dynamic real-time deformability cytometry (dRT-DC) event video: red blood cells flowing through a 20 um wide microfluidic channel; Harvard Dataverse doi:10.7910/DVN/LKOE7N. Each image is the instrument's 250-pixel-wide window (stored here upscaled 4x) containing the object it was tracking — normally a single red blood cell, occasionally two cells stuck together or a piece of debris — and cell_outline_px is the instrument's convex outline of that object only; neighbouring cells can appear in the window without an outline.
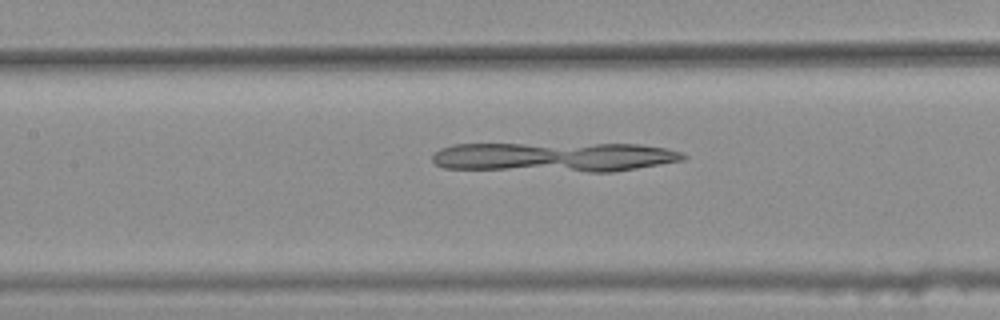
{"species": "common noctule bat (a hibernating species)", "species_latin": "Nyctalus noctula", "temperature_condition": "warm", "stored_images_in_passage": 42, "camera_frame_rate_fps": 3000, "um_per_image_px": 0.085, "animal": {"sex": "female", "body_mass_g": 25.1}, "frame": {"image": 1, "passage_image": 18, "time_ms": 5.667, "image_size_px": [1000, 320], "cell_outline_px": [[688, 156], [684, 160], [612, 172], [588, 172], [444, 168], [436, 164], [432, 160], [432, 156], [440, 148], [452, 144], [640, 144], [668, 148], [680, 152]], "centroid_in_image_um": [47.14, 13.34], "position_along_channel_um": 160.3, "area_um2": 43.41}}
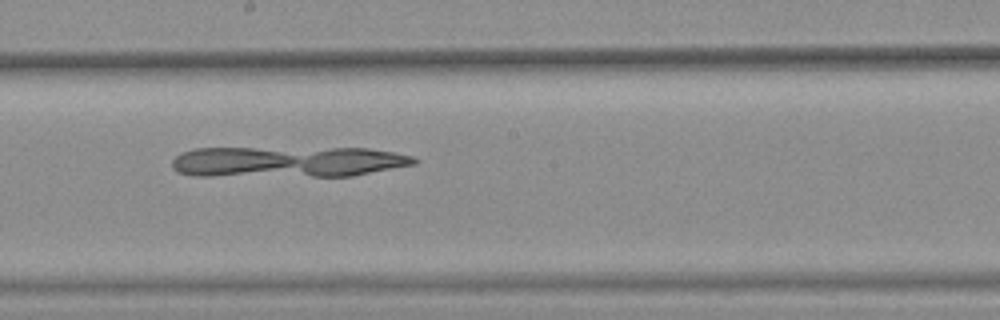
{"frame": {"image": 2, "passage_image": 23, "time_ms": 7.333, "image_size_px": [1000, 320], "cell_outline_px": [[420, 160], [416, 164], [352, 176], [196, 176], [180, 172], [172, 168], [172, 160], [180, 152], [196, 148], [368, 148], [392, 152], [412, 156]], "centroid_in_image_um": [24.45, 13.75], "position_along_channel_um": 223.8, "area_um2": 43.93}}
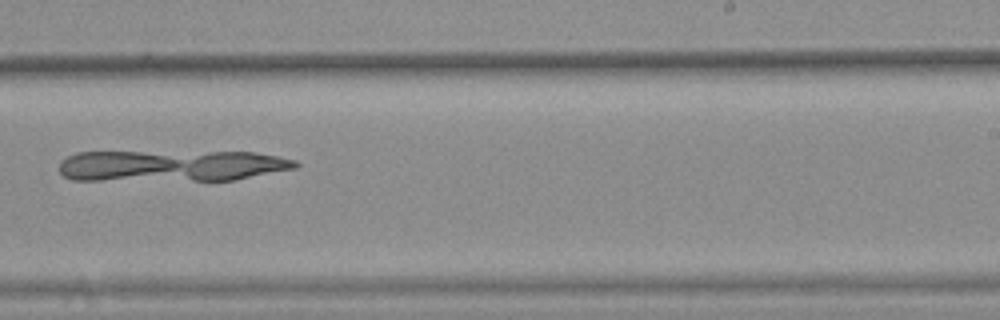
{"frame": {"image": 3, "passage_image": 27, "time_ms": 8.667, "image_size_px": [1000, 320], "cell_outline_px": [[300, 164], [296, 168], [236, 180], [72, 180], [64, 176], [60, 172], [60, 160], [76, 152], [256, 152], [296, 160]], "centroid_in_image_um": [14.59, 14.09], "position_along_channel_um": 274.4, "area_um2": 43.35}}